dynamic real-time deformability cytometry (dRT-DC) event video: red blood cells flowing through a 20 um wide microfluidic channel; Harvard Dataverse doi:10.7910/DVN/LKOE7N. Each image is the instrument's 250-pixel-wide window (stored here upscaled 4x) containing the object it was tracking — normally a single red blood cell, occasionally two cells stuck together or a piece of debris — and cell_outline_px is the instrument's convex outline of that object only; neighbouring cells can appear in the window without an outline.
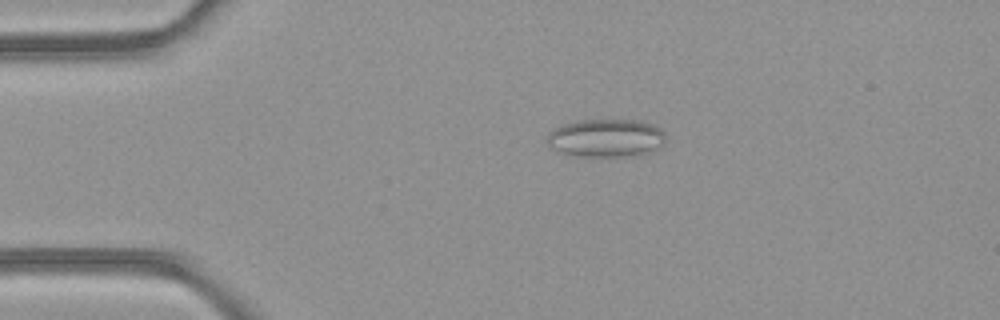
{"species": "common noctule bat (a hibernating species)", "species_latin": "Nyctalus noctula", "temperature_condition": "room temperature", "stored_images_in_passage": 41, "camera_frame_rate_fps": 3000, "um_per_image_px": 0.085, "animal": {"sex": "female", "body_mass_g": 21.9}, "frame": {"image": 1, "passage_image": 3, "time_ms": 0.667, "image_size_px": [1000, 320], "cell_outline_px": [[664, 140], [660, 144], [644, 152], [624, 156], [576, 156], [560, 152], [552, 148], [548, 144], [548, 132], [552, 128], [576, 120], [640, 120], [652, 124], [660, 128], [664, 132]], "centroid_in_image_um": [51.43, 11.7], "position_along_channel_um": 33.6, "area_um2": 25.89}}
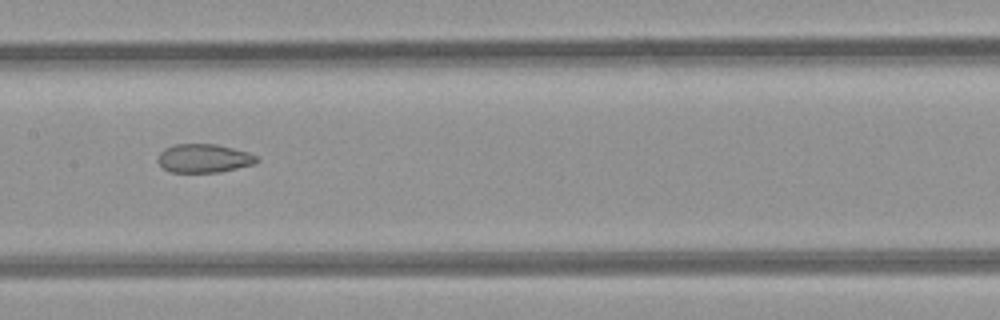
{"frame": {"image": 2, "passage_image": 17, "time_ms": 5.333, "image_size_px": [1000, 320], "cell_outline_px": [[260, 160], [252, 164], [220, 172], [168, 172], [156, 160], [160, 152], [164, 148], [176, 144], [216, 144], [248, 152], [256, 156]], "centroid_in_image_um": [17.29, 13.45], "position_along_channel_um": 190.1, "area_um2": 16.42}}
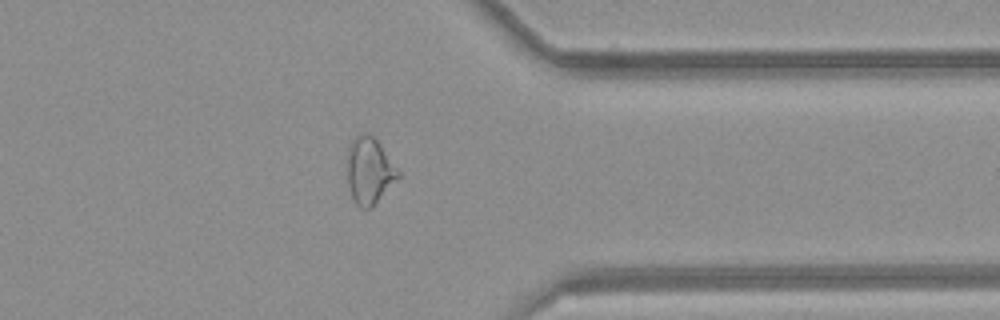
{"frame": {"image": 3, "passage_image": 31, "time_ms": 10.0, "image_size_px": [1000, 320], "cell_outline_px": [[400, 176], [372, 208], [360, 208], [356, 204], [352, 196], [348, 184], [348, 144], [360, 132], [368, 132], [376, 140], [400, 172]], "centroid_in_image_um": [31.38, 14.51], "position_along_channel_um": 380.0, "area_um2": 19.59}, "authors_computed_cell_mechanics": {"area_um2": 19.5942, "velocity_mm_per_s": 4.2754, "shape_relaxation_time_tau1_ms": null, "shape_relaxation_time_tau2_ms": 2.1414, "deformation_change_tau1": null, "deformation_change_tau2": 0.086}}